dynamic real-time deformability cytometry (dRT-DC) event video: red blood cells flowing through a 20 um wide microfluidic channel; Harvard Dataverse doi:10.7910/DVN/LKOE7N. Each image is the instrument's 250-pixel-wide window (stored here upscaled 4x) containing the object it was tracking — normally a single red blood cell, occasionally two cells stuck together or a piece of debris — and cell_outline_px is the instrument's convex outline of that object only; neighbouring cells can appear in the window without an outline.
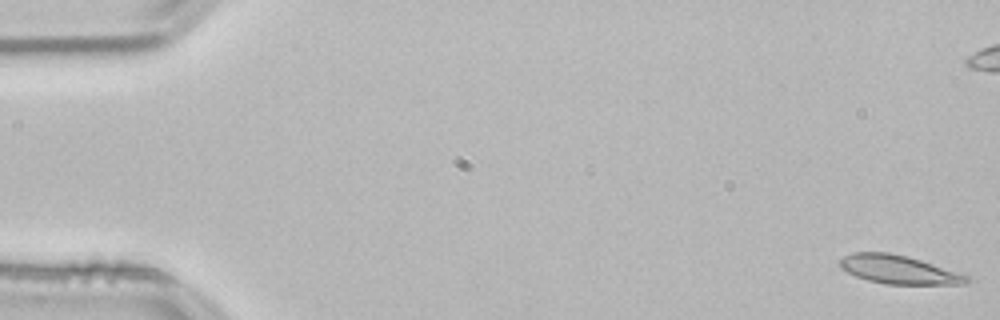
{"species": "common noctule bat (a hibernating species)", "species_latin": "Nyctalus noctula", "temperature_condition": "room temperature", "stored_images_in_passage": 54, "camera_frame_rate_fps": 3000, "um_per_image_px": 0.085, "animal": {"sex": "male", "body_mass_g": 21.5, "forearm_length_mm": 52.0}, "frame": {"image": 1, "passage_image": 1, "time_ms": 0.0, "image_size_px": [1000, 320], "cell_outline_px": [[972, 280], [964, 284], [888, 284], [868, 280], [856, 276], [840, 268], [840, 260], [844, 256], [852, 252], [888, 252], [908, 256], [968, 276]], "centroid_in_image_um": [76.36, 22.91], "position_along_channel_um": 8.6, "area_um2": 20.81}}
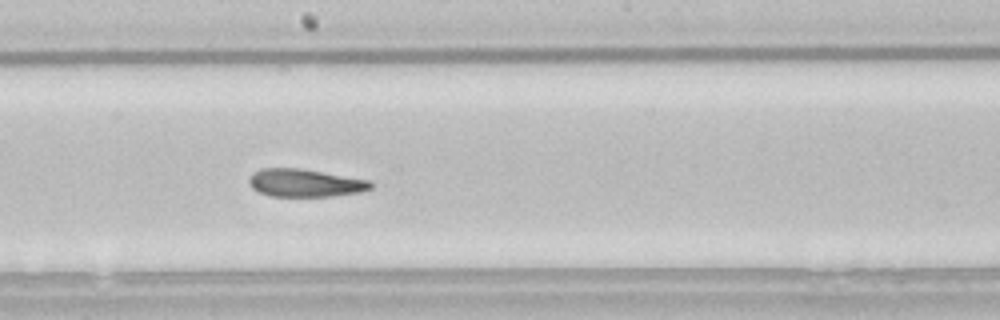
{"frame": {"image": 2, "passage_image": 29, "time_ms": 9.333, "image_size_px": [1000, 320], "cell_outline_px": [[372, 188], [360, 192], [332, 196], [272, 196], [260, 192], [252, 188], [248, 184], [248, 180], [256, 172], [264, 168], [300, 168], [372, 180]], "centroid_in_image_um": [25.97, 15.55], "position_along_channel_um": 222.2, "area_um2": 19.65}}
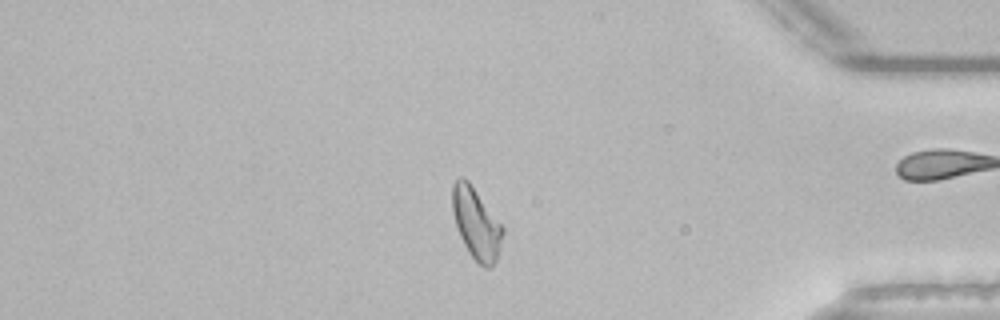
{"frame": {"image": 3, "passage_image": 45, "time_ms": 14.667, "image_size_px": [1000, 320], "cell_outline_px": [[504, 232], [500, 248], [496, 260], [488, 268], [484, 268], [472, 256], [464, 244], [460, 236], [452, 212], [452, 184], [460, 176], [464, 176], [468, 180], [504, 228]], "centroid_in_image_um": [40.47, 18.97], "position_along_channel_um": 394.7, "area_um2": 20.63}, "authors_computed_cell_mechanics": {"area_um2": 20.808, "velocity_mm_per_s": 3.811, "shape_relaxation_time_tau1_ms": 7.2845, "shape_relaxation_time_tau2_ms": 3.8761, "deformation_change_tau1": 0.189, "deformation_change_tau2": 0.1064}}